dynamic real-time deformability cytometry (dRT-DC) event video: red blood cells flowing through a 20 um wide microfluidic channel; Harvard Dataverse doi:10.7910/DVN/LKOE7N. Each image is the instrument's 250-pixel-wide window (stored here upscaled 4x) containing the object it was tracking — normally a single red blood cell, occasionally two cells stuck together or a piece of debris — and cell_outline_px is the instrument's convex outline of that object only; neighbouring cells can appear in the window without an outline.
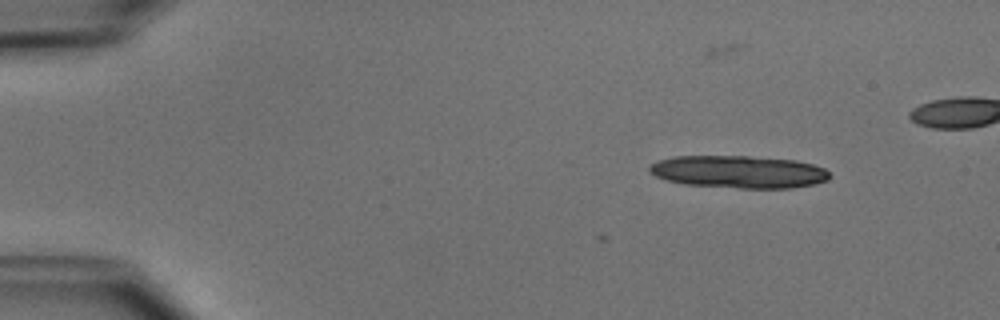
{"species": "common noctule bat (a hibernating species)", "species_latin": "Nyctalus noctula", "temperature_condition": "cold", "stored_images_in_passage": 2, "camera_frame_rate_fps": 3000, "um_per_image_px": 0.085, "animal": {"sex": "male", "body_mass_g": 15.6}, "frame": {"image": 1, "passage_image": 2, "time_ms": 0.333, "image_size_px": [1000, 320], "cell_outline_px": [[832, 176], [828, 180], [816, 184], [792, 188], [740, 188], [684, 184], [668, 180], [656, 176], [648, 172], [648, 168], [656, 160], [672, 156], [748, 156], [796, 160], [812, 164], [824, 168]], "centroid_in_image_um": [62.8, 14.6], "position_along_channel_um": 22.2, "area_um2": 34.33}}